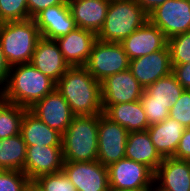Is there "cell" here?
Segmentation results:
<instances>
[{"label": "cell", "instance_id": "27", "mask_svg": "<svg viewBox=\"0 0 190 191\" xmlns=\"http://www.w3.org/2000/svg\"><path fill=\"white\" fill-rule=\"evenodd\" d=\"M27 108L0 99V139L20 133L21 123Z\"/></svg>", "mask_w": 190, "mask_h": 191}, {"label": "cell", "instance_id": "30", "mask_svg": "<svg viewBox=\"0 0 190 191\" xmlns=\"http://www.w3.org/2000/svg\"><path fill=\"white\" fill-rule=\"evenodd\" d=\"M30 19L27 0H0V23Z\"/></svg>", "mask_w": 190, "mask_h": 191}, {"label": "cell", "instance_id": "36", "mask_svg": "<svg viewBox=\"0 0 190 191\" xmlns=\"http://www.w3.org/2000/svg\"><path fill=\"white\" fill-rule=\"evenodd\" d=\"M172 73L185 90H190V63L172 65Z\"/></svg>", "mask_w": 190, "mask_h": 191}, {"label": "cell", "instance_id": "21", "mask_svg": "<svg viewBox=\"0 0 190 191\" xmlns=\"http://www.w3.org/2000/svg\"><path fill=\"white\" fill-rule=\"evenodd\" d=\"M184 127L177 120L167 117L164 121L151 124L147 131L156 151L162 158L174 157Z\"/></svg>", "mask_w": 190, "mask_h": 191}, {"label": "cell", "instance_id": "16", "mask_svg": "<svg viewBox=\"0 0 190 191\" xmlns=\"http://www.w3.org/2000/svg\"><path fill=\"white\" fill-rule=\"evenodd\" d=\"M30 63L55 83L70 68L56 40L40 37Z\"/></svg>", "mask_w": 190, "mask_h": 191}, {"label": "cell", "instance_id": "41", "mask_svg": "<svg viewBox=\"0 0 190 191\" xmlns=\"http://www.w3.org/2000/svg\"><path fill=\"white\" fill-rule=\"evenodd\" d=\"M2 98V90L0 89V99Z\"/></svg>", "mask_w": 190, "mask_h": 191}, {"label": "cell", "instance_id": "25", "mask_svg": "<svg viewBox=\"0 0 190 191\" xmlns=\"http://www.w3.org/2000/svg\"><path fill=\"white\" fill-rule=\"evenodd\" d=\"M185 89L177 81L175 75H169L158 79L155 83L145 88L140 102L167 103L170 107L181 97Z\"/></svg>", "mask_w": 190, "mask_h": 191}, {"label": "cell", "instance_id": "23", "mask_svg": "<svg viewBox=\"0 0 190 191\" xmlns=\"http://www.w3.org/2000/svg\"><path fill=\"white\" fill-rule=\"evenodd\" d=\"M20 134L27 146H62V134L50 128L29 109L25 111Z\"/></svg>", "mask_w": 190, "mask_h": 191}, {"label": "cell", "instance_id": "1", "mask_svg": "<svg viewBox=\"0 0 190 191\" xmlns=\"http://www.w3.org/2000/svg\"><path fill=\"white\" fill-rule=\"evenodd\" d=\"M56 90L75 115L103 113L101 83L84 66L70 67L56 83Z\"/></svg>", "mask_w": 190, "mask_h": 191}, {"label": "cell", "instance_id": "40", "mask_svg": "<svg viewBox=\"0 0 190 191\" xmlns=\"http://www.w3.org/2000/svg\"><path fill=\"white\" fill-rule=\"evenodd\" d=\"M109 191H130V190H115V189H110ZM136 191H146V190H136Z\"/></svg>", "mask_w": 190, "mask_h": 191}, {"label": "cell", "instance_id": "31", "mask_svg": "<svg viewBox=\"0 0 190 191\" xmlns=\"http://www.w3.org/2000/svg\"><path fill=\"white\" fill-rule=\"evenodd\" d=\"M32 182L23 171L0 170V191H28Z\"/></svg>", "mask_w": 190, "mask_h": 191}, {"label": "cell", "instance_id": "9", "mask_svg": "<svg viewBox=\"0 0 190 191\" xmlns=\"http://www.w3.org/2000/svg\"><path fill=\"white\" fill-rule=\"evenodd\" d=\"M129 132L118 123L111 121L103 113L98 121L97 160L108 167L125 158V148Z\"/></svg>", "mask_w": 190, "mask_h": 191}, {"label": "cell", "instance_id": "6", "mask_svg": "<svg viewBox=\"0 0 190 191\" xmlns=\"http://www.w3.org/2000/svg\"><path fill=\"white\" fill-rule=\"evenodd\" d=\"M130 59L121 43L96 40L91 49L89 59L84 66L98 81L129 69Z\"/></svg>", "mask_w": 190, "mask_h": 191}, {"label": "cell", "instance_id": "15", "mask_svg": "<svg viewBox=\"0 0 190 191\" xmlns=\"http://www.w3.org/2000/svg\"><path fill=\"white\" fill-rule=\"evenodd\" d=\"M130 60L162 50L167 45L164 33L149 20L121 42Z\"/></svg>", "mask_w": 190, "mask_h": 191}, {"label": "cell", "instance_id": "11", "mask_svg": "<svg viewBox=\"0 0 190 191\" xmlns=\"http://www.w3.org/2000/svg\"><path fill=\"white\" fill-rule=\"evenodd\" d=\"M144 90L130 69L121 71L101 82L102 105L138 101Z\"/></svg>", "mask_w": 190, "mask_h": 191}, {"label": "cell", "instance_id": "20", "mask_svg": "<svg viewBox=\"0 0 190 191\" xmlns=\"http://www.w3.org/2000/svg\"><path fill=\"white\" fill-rule=\"evenodd\" d=\"M71 16L78 28L98 33L102 28L109 0H68Z\"/></svg>", "mask_w": 190, "mask_h": 191}, {"label": "cell", "instance_id": "13", "mask_svg": "<svg viewBox=\"0 0 190 191\" xmlns=\"http://www.w3.org/2000/svg\"><path fill=\"white\" fill-rule=\"evenodd\" d=\"M35 116L63 134L75 117L69 104L56 88L37 101L30 109Z\"/></svg>", "mask_w": 190, "mask_h": 191}, {"label": "cell", "instance_id": "7", "mask_svg": "<svg viewBox=\"0 0 190 191\" xmlns=\"http://www.w3.org/2000/svg\"><path fill=\"white\" fill-rule=\"evenodd\" d=\"M109 187L115 190H147L154 172L146 165L123 158L108 167Z\"/></svg>", "mask_w": 190, "mask_h": 191}, {"label": "cell", "instance_id": "14", "mask_svg": "<svg viewBox=\"0 0 190 191\" xmlns=\"http://www.w3.org/2000/svg\"><path fill=\"white\" fill-rule=\"evenodd\" d=\"M172 68L167 45L162 50L130 60L129 65L133 76L144 89L172 73Z\"/></svg>", "mask_w": 190, "mask_h": 191}, {"label": "cell", "instance_id": "26", "mask_svg": "<svg viewBox=\"0 0 190 191\" xmlns=\"http://www.w3.org/2000/svg\"><path fill=\"white\" fill-rule=\"evenodd\" d=\"M27 145L21 134L0 139V170L24 171Z\"/></svg>", "mask_w": 190, "mask_h": 191}, {"label": "cell", "instance_id": "37", "mask_svg": "<svg viewBox=\"0 0 190 191\" xmlns=\"http://www.w3.org/2000/svg\"><path fill=\"white\" fill-rule=\"evenodd\" d=\"M10 66L7 63L0 44V89L2 90L6 84L9 75Z\"/></svg>", "mask_w": 190, "mask_h": 191}, {"label": "cell", "instance_id": "24", "mask_svg": "<svg viewBox=\"0 0 190 191\" xmlns=\"http://www.w3.org/2000/svg\"><path fill=\"white\" fill-rule=\"evenodd\" d=\"M125 158L142 163L153 172L156 171L163 161V158L156 151L147 130L129 132Z\"/></svg>", "mask_w": 190, "mask_h": 191}, {"label": "cell", "instance_id": "22", "mask_svg": "<svg viewBox=\"0 0 190 191\" xmlns=\"http://www.w3.org/2000/svg\"><path fill=\"white\" fill-rule=\"evenodd\" d=\"M103 114L128 132L144 131L150 126L140 100L113 105H102Z\"/></svg>", "mask_w": 190, "mask_h": 191}, {"label": "cell", "instance_id": "28", "mask_svg": "<svg viewBox=\"0 0 190 191\" xmlns=\"http://www.w3.org/2000/svg\"><path fill=\"white\" fill-rule=\"evenodd\" d=\"M32 187L35 191H77L63 171L39 176Z\"/></svg>", "mask_w": 190, "mask_h": 191}, {"label": "cell", "instance_id": "29", "mask_svg": "<svg viewBox=\"0 0 190 191\" xmlns=\"http://www.w3.org/2000/svg\"><path fill=\"white\" fill-rule=\"evenodd\" d=\"M167 46L172 65L190 63V31L168 38Z\"/></svg>", "mask_w": 190, "mask_h": 191}, {"label": "cell", "instance_id": "17", "mask_svg": "<svg viewBox=\"0 0 190 191\" xmlns=\"http://www.w3.org/2000/svg\"><path fill=\"white\" fill-rule=\"evenodd\" d=\"M41 37L56 40L77 28L68 4L45 8L33 18Z\"/></svg>", "mask_w": 190, "mask_h": 191}, {"label": "cell", "instance_id": "2", "mask_svg": "<svg viewBox=\"0 0 190 191\" xmlns=\"http://www.w3.org/2000/svg\"><path fill=\"white\" fill-rule=\"evenodd\" d=\"M56 88V83L31 63L10 66L2 99L30 109Z\"/></svg>", "mask_w": 190, "mask_h": 191}, {"label": "cell", "instance_id": "38", "mask_svg": "<svg viewBox=\"0 0 190 191\" xmlns=\"http://www.w3.org/2000/svg\"><path fill=\"white\" fill-rule=\"evenodd\" d=\"M136 3L147 13L152 12L167 0H135Z\"/></svg>", "mask_w": 190, "mask_h": 191}, {"label": "cell", "instance_id": "5", "mask_svg": "<svg viewBox=\"0 0 190 191\" xmlns=\"http://www.w3.org/2000/svg\"><path fill=\"white\" fill-rule=\"evenodd\" d=\"M40 37L31 18L0 23V44L9 66L30 63Z\"/></svg>", "mask_w": 190, "mask_h": 191}, {"label": "cell", "instance_id": "34", "mask_svg": "<svg viewBox=\"0 0 190 191\" xmlns=\"http://www.w3.org/2000/svg\"><path fill=\"white\" fill-rule=\"evenodd\" d=\"M67 3L68 0H27L29 17L33 19L39 12H41L45 8Z\"/></svg>", "mask_w": 190, "mask_h": 191}, {"label": "cell", "instance_id": "33", "mask_svg": "<svg viewBox=\"0 0 190 191\" xmlns=\"http://www.w3.org/2000/svg\"><path fill=\"white\" fill-rule=\"evenodd\" d=\"M149 125L164 121L169 117L171 107L167 103L141 102Z\"/></svg>", "mask_w": 190, "mask_h": 191}, {"label": "cell", "instance_id": "35", "mask_svg": "<svg viewBox=\"0 0 190 191\" xmlns=\"http://www.w3.org/2000/svg\"><path fill=\"white\" fill-rule=\"evenodd\" d=\"M174 158L190 161V127L185 128L175 151Z\"/></svg>", "mask_w": 190, "mask_h": 191}, {"label": "cell", "instance_id": "39", "mask_svg": "<svg viewBox=\"0 0 190 191\" xmlns=\"http://www.w3.org/2000/svg\"><path fill=\"white\" fill-rule=\"evenodd\" d=\"M146 191H165L160 188L157 183L153 182Z\"/></svg>", "mask_w": 190, "mask_h": 191}, {"label": "cell", "instance_id": "32", "mask_svg": "<svg viewBox=\"0 0 190 191\" xmlns=\"http://www.w3.org/2000/svg\"><path fill=\"white\" fill-rule=\"evenodd\" d=\"M169 113V117L177 120L186 128L190 127V90L183 91Z\"/></svg>", "mask_w": 190, "mask_h": 191}, {"label": "cell", "instance_id": "8", "mask_svg": "<svg viewBox=\"0 0 190 191\" xmlns=\"http://www.w3.org/2000/svg\"><path fill=\"white\" fill-rule=\"evenodd\" d=\"M148 20L167 39L190 31V0H167L148 14Z\"/></svg>", "mask_w": 190, "mask_h": 191}, {"label": "cell", "instance_id": "12", "mask_svg": "<svg viewBox=\"0 0 190 191\" xmlns=\"http://www.w3.org/2000/svg\"><path fill=\"white\" fill-rule=\"evenodd\" d=\"M63 165L62 146H27L23 172L31 182L39 176L61 172Z\"/></svg>", "mask_w": 190, "mask_h": 191}, {"label": "cell", "instance_id": "4", "mask_svg": "<svg viewBox=\"0 0 190 191\" xmlns=\"http://www.w3.org/2000/svg\"><path fill=\"white\" fill-rule=\"evenodd\" d=\"M148 21V14L135 0L110 1L104 24L96 34L103 42L121 43Z\"/></svg>", "mask_w": 190, "mask_h": 191}, {"label": "cell", "instance_id": "10", "mask_svg": "<svg viewBox=\"0 0 190 191\" xmlns=\"http://www.w3.org/2000/svg\"><path fill=\"white\" fill-rule=\"evenodd\" d=\"M62 171L77 191H109L108 168L98 160L64 162Z\"/></svg>", "mask_w": 190, "mask_h": 191}, {"label": "cell", "instance_id": "18", "mask_svg": "<svg viewBox=\"0 0 190 191\" xmlns=\"http://www.w3.org/2000/svg\"><path fill=\"white\" fill-rule=\"evenodd\" d=\"M97 35L91 30L76 28L56 39L65 61L70 67L85 66Z\"/></svg>", "mask_w": 190, "mask_h": 191}, {"label": "cell", "instance_id": "3", "mask_svg": "<svg viewBox=\"0 0 190 191\" xmlns=\"http://www.w3.org/2000/svg\"><path fill=\"white\" fill-rule=\"evenodd\" d=\"M98 115H75L62 134L64 162L96 161L98 156Z\"/></svg>", "mask_w": 190, "mask_h": 191}, {"label": "cell", "instance_id": "19", "mask_svg": "<svg viewBox=\"0 0 190 191\" xmlns=\"http://www.w3.org/2000/svg\"><path fill=\"white\" fill-rule=\"evenodd\" d=\"M154 182L165 191H190V161L163 158L154 172Z\"/></svg>", "mask_w": 190, "mask_h": 191}]
</instances>
